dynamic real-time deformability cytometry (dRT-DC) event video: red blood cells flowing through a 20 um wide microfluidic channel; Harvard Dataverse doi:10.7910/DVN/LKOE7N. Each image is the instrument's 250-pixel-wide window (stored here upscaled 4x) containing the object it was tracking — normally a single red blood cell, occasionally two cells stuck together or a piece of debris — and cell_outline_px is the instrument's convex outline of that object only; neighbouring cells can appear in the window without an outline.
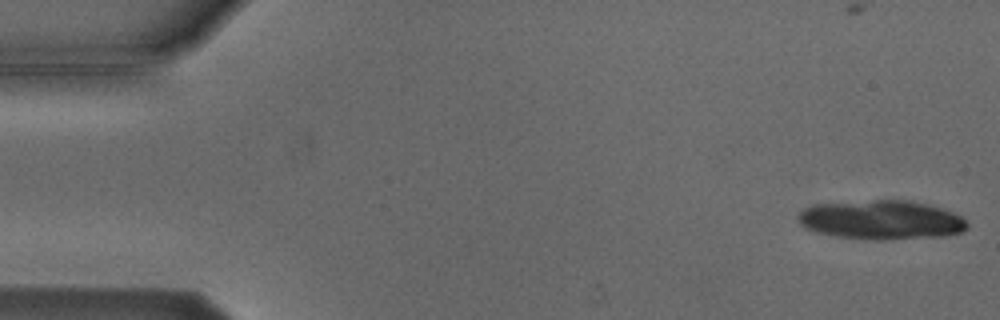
{"species": "Egyptian fruit bat (a non-hibernating species)", "species_latin": "Rousettus aegyptiacus", "temperature_condition": "cold", "stored_images_in_passage": 5, "camera_frame_rate_fps": 3000, "um_per_image_px": 0.085, "animal": {"sex": "male"}, "frame": {"image": 1, "passage_image": 1, "time_ms": 0.0, "image_size_px": [1000, 320], "cell_outline_px": [[968, 228], [964, 232], [944, 236], [884, 240], [872, 240], [836, 236], [816, 232], [804, 228], [800, 224], [796, 216], [804, 208], [812, 204], [872, 200], [908, 200], [928, 204], [952, 212], [960, 216], [968, 224]], "centroid_in_image_um": [74.89, 18.69], "position_along_channel_um": 10.1, "area_um2": 38.9}}
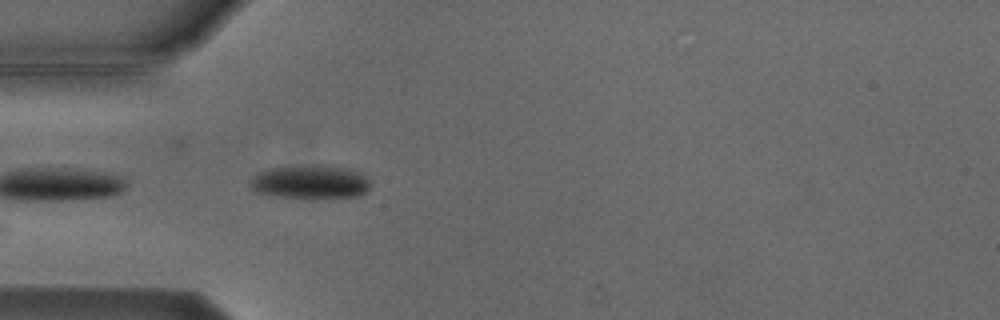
{"frame": {"image": 2, "passage_image": 5, "time_ms": 5.0, "image_size_px": [1000, 320], "cell_outline_px": [[368, 188], [360, 196], [316, 200], [276, 196], [256, 192], [248, 184], [260, 172], [272, 168], [320, 164], [324, 164], [352, 168], [364, 176], [368, 180]], "centroid_in_image_um": [26.42, 15.49], "position_along_channel_um": 58.6, "area_um2": 24.04}}